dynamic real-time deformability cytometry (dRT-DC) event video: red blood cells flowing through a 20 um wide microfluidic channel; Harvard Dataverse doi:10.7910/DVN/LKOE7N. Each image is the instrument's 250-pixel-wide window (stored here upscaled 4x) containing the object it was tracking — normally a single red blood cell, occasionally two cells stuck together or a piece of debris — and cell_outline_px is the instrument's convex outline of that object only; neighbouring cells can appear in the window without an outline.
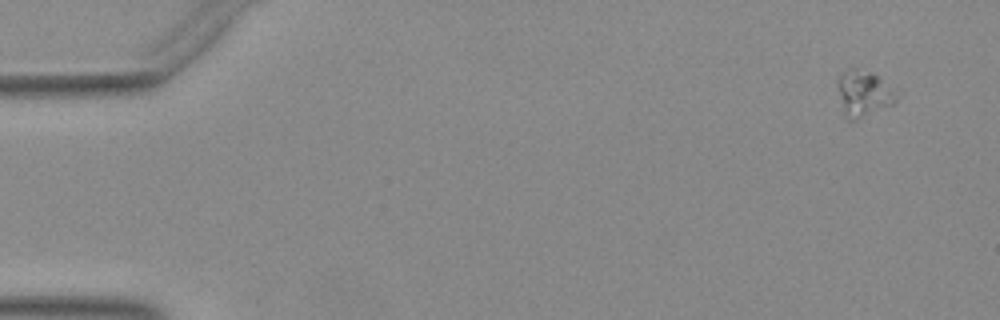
{"species": "Egyptian fruit bat (a non-hibernating species)", "species_latin": "Rousettus aegyptiacus", "temperature_condition": "warm", "stored_images_in_passage": 50, "camera_frame_rate_fps": 3000, "um_per_image_px": 0.085, "animal": {"sex": "female"}, "frame": {"image": 1, "passage_image": 1, "time_ms": 0.0, "image_size_px": [1000, 320], "cell_outline_px": [[904, 92], [892, 104], [856, 120], [848, 120], [844, 116], [836, 84], [836, 80], [840, 72], [848, 68], [856, 68], [868, 72], [876, 76]], "centroid_in_image_um": [73.43, 7.93], "position_along_channel_um": 11.6, "area_um2": 16.24}}
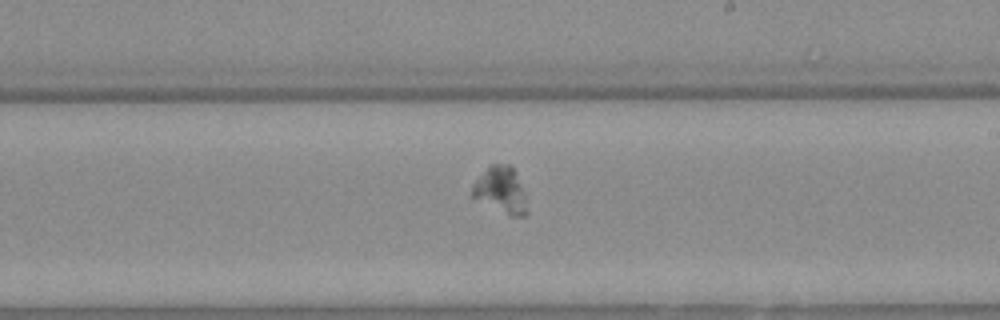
{"frame": {"image": 2, "passage_image": 29, "time_ms": 9.333, "image_size_px": [1000, 320], "cell_outline_px": [[528, 212], [524, 216], [512, 216], [472, 196], [472, 184], [492, 164], [512, 164], [516, 172], [524, 196]], "centroid_in_image_um": [42.59, 16.13], "position_along_channel_um": 246.4, "area_um2": 14.22}}
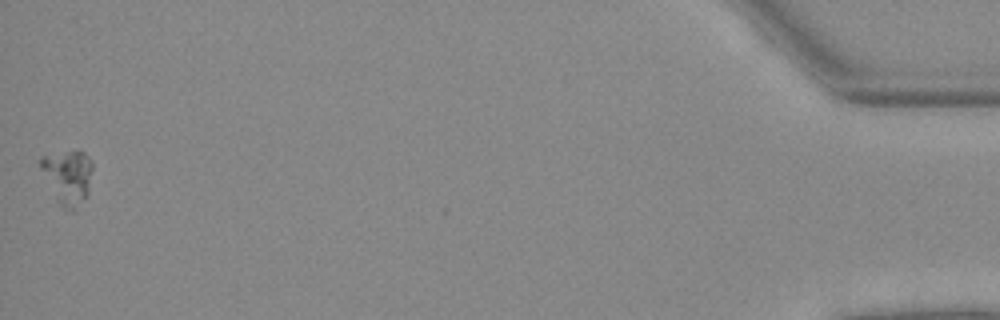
{"frame": {"image": 3, "passage_image": 50, "time_ms": 16.333, "image_size_px": [1000, 320], "cell_outline_px": [[92, 168], [88, 196], [76, 212], [72, 212], [64, 208], [60, 204], [40, 168], [40, 156], [68, 152], [84, 152], [92, 160]], "centroid_in_image_um": [5.8, 15.08], "position_along_channel_um": 429.4, "area_um2": 16.3}}